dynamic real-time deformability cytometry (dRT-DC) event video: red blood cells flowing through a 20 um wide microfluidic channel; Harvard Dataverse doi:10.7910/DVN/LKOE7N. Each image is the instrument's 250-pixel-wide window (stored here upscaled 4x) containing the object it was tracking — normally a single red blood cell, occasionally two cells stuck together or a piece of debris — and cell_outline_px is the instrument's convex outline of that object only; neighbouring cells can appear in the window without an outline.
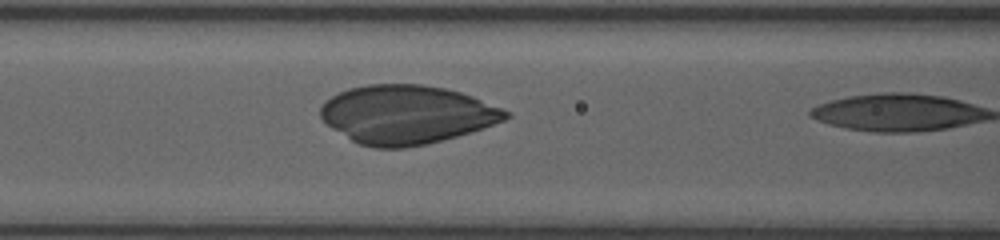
{"species": "human", "species_latin": "Homo sapiens", "temperature_condition": "room temperature", "stored_images_in_passage": 18, "camera_frame_rate_fps": 3000, "um_per_image_px": 0.085, "donor": {"sex": "female"}, "frame": {"image": 1, "passage_image": 17, "time_ms": 5.333, "image_size_px": [1000, 240], "cell_outline_px": [[512, 116], [504, 120], [456, 136], [428, 144], [404, 148], [372, 148], [360, 144], [352, 140], [332, 128], [320, 116], [320, 108], [332, 96], [348, 88], [368, 84], [420, 84], [444, 88], [460, 92], [472, 96], [512, 112]], "centroid_in_image_um": [34.57, 9.73], "position_along_channel_um": 132.0, "area_um2": 62.89}}